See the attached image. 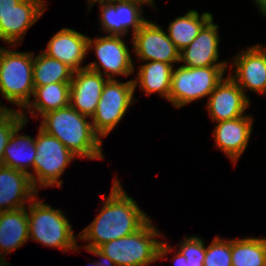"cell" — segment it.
Here are the masks:
<instances>
[{"label":"cell","mask_w":266,"mask_h":266,"mask_svg":"<svg viewBox=\"0 0 266 266\" xmlns=\"http://www.w3.org/2000/svg\"><path fill=\"white\" fill-rule=\"evenodd\" d=\"M227 66L188 68L180 66L173 69L169 101L175 107H182L192 101L209 96L223 80Z\"/></svg>","instance_id":"obj_6"},{"label":"cell","mask_w":266,"mask_h":266,"mask_svg":"<svg viewBox=\"0 0 266 266\" xmlns=\"http://www.w3.org/2000/svg\"><path fill=\"white\" fill-rule=\"evenodd\" d=\"M153 4V0H118L108 3H99L101 8V24L109 35L124 36L130 27L133 35L147 21L141 16L140 4ZM140 7V8H139Z\"/></svg>","instance_id":"obj_11"},{"label":"cell","mask_w":266,"mask_h":266,"mask_svg":"<svg viewBox=\"0 0 266 266\" xmlns=\"http://www.w3.org/2000/svg\"><path fill=\"white\" fill-rule=\"evenodd\" d=\"M36 157L33 162V170L37 177H30L33 187L37 190L38 183L42 187L57 185L62 181L60 176L67 165L76 158L57 138L46 133L39 127V133L35 139Z\"/></svg>","instance_id":"obj_7"},{"label":"cell","mask_w":266,"mask_h":266,"mask_svg":"<svg viewBox=\"0 0 266 266\" xmlns=\"http://www.w3.org/2000/svg\"><path fill=\"white\" fill-rule=\"evenodd\" d=\"M74 70L57 59L41 52L33 61V85L44 86L57 82H71Z\"/></svg>","instance_id":"obj_25"},{"label":"cell","mask_w":266,"mask_h":266,"mask_svg":"<svg viewBox=\"0 0 266 266\" xmlns=\"http://www.w3.org/2000/svg\"><path fill=\"white\" fill-rule=\"evenodd\" d=\"M160 235L149 219L136 232L106 242L97 249L116 266H148L172 250L169 245L157 241L155 237Z\"/></svg>","instance_id":"obj_3"},{"label":"cell","mask_w":266,"mask_h":266,"mask_svg":"<svg viewBox=\"0 0 266 266\" xmlns=\"http://www.w3.org/2000/svg\"><path fill=\"white\" fill-rule=\"evenodd\" d=\"M111 190L100 214L80 232V239L91 240L85 246L86 249L98 248L106 242L130 235L149 220L134 199L124 192L117 179L114 180Z\"/></svg>","instance_id":"obj_1"},{"label":"cell","mask_w":266,"mask_h":266,"mask_svg":"<svg viewBox=\"0 0 266 266\" xmlns=\"http://www.w3.org/2000/svg\"><path fill=\"white\" fill-rule=\"evenodd\" d=\"M172 71L173 65L171 64L147 61L146 64L140 66L138 79L133 80L135 89L139 82L141 89L145 90L146 94L159 92V95L169 100Z\"/></svg>","instance_id":"obj_22"},{"label":"cell","mask_w":266,"mask_h":266,"mask_svg":"<svg viewBox=\"0 0 266 266\" xmlns=\"http://www.w3.org/2000/svg\"><path fill=\"white\" fill-rule=\"evenodd\" d=\"M211 19L194 38V40L182 51L180 61H184L183 67L197 68L210 66H227L226 62L216 63L218 60V25Z\"/></svg>","instance_id":"obj_15"},{"label":"cell","mask_w":266,"mask_h":266,"mask_svg":"<svg viewBox=\"0 0 266 266\" xmlns=\"http://www.w3.org/2000/svg\"><path fill=\"white\" fill-rule=\"evenodd\" d=\"M134 51L143 61L180 62V51L161 27L146 21L132 36Z\"/></svg>","instance_id":"obj_10"},{"label":"cell","mask_w":266,"mask_h":266,"mask_svg":"<svg viewBox=\"0 0 266 266\" xmlns=\"http://www.w3.org/2000/svg\"><path fill=\"white\" fill-rule=\"evenodd\" d=\"M38 191L33 187L29 174L0 166V212L24 208L25 201L30 203L36 199Z\"/></svg>","instance_id":"obj_16"},{"label":"cell","mask_w":266,"mask_h":266,"mask_svg":"<svg viewBox=\"0 0 266 266\" xmlns=\"http://www.w3.org/2000/svg\"><path fill=\"white\" fill-rule=\"evenodd\" d=\"M93 46L100 67L104 69V75H108V79H113V75L128 76L133 73L134 65L130 52L121 36L107 35L95 40L88 38L87 50H93Z\"/></svg>","instance_id":"obj_13"},{"label":"cell","mask_w":266,"mask_h":266,"mask_svg":"<svg viewBox=\"0 0 266 266\" xmlns=\"http://www.w3.org/2000/svg\"><path fill=\"white\" fill-rule=\"evenodd\" d=\"M32 53L16 52L0 47V91L12 104L22 109L34 93Z\"/></svg>","instance_id":"obj_4"},{"label":"cell","mask_w":266,"mask_h":266,"mask_svg":"<svg viewBox=\"0 0 266 266\" xmlns=\"http://www.w3.org/2000/svg\"><path fill=\"white\" fill-rule=\"evenodd\" d=\"M22 0H0V18H3L10 10Z\"/></svg>","instance_id":"obj_30"},{"label":"cell","mask_w":266,"mask_h":266,"mask_svg":"<svg viewBox=\"0 0 266 266\" xmlns=\"http://www.w3.org/2000/svg\"><path fill=\"white\" fill-rule=\"evenodd\" d=\"M43 0H22L0 18V39L15 44L45 11Z\"/></svg>","instance_id":"obj_17"},{"label":"cell","mask_w":266,"mask_h":266,"mask_svg":"<svg viewBox=\"0 0 266 266\" xmlns=\"http://www.w3.org/2000/svg\"><path fill=\"white\" fill-rule=\"evenodd\" d=\"M107 80L96 62L86 65L85 69L74 71L69 105L80 114L92 118Z\"/></svg>","instance_id":"obj_9"},{"label":"cell","mask_w":266,"mask_h":266,"mask_svg":"<svg viewBox=\"0 0 266 266\" xmlns=\"http://www.w3.org/2000/svg\"><path fill=\"white\" fill-rule=\"evenodd\" d=\"M206 247L199 237H188L181 242L175 266H203Z\"/></svg>","instance_id":"obj_27"},{"label":"cell","mask_w":266,"mask_h":266,"mask_svg":"<svg viewBox=\"0 0 266 266\" xmlns=\"http://www.w3.org/2000/svg\"><path fill=\"white\" fill-rule=\"evenodd\" d=\"M87 251L101 257L103 260V262L99 261V262H94V266H116V264L106 255H104L103 253H101L97 248H91V249H86ZM90 266V265H89Z\"/></svg>","instance_id":"obj_31"},{"label":"cell","mask_w":266,"mask_h":266,"mask_svg":"<svg viewBox=\"0 0 266 266\" xmlns=\"http://www.w3.org/2000/svg\"><path fill=\"white\" fill-rule=\"evenodd\" d=\"M231 240L215 237L206 248L203 266H232Z\"/></svg>","instance_id":"obj_29"},{"label":"cell","mask_w":266,"mask_h":266,"mask_svg":"<svg viewBox=\"0 0 266 266\" xmlns=\"http://www.w3.org/2000/svg\"><path fill=\"white\" fill-rule=\"evenodd\" d=\"M256 5L258 6L259 10L263 12L264 16H266V0H255Z\"/></svg>","instance_id":"obj_32"},{"label":"cell","mask_w":266,"mask_h":266,"mask_svg":"<svg viewBox=\"0 0 266 266\" xmlns=\"http://www.w3.org/2000/svg\"><path fill=\"white\" fill-rule=\"evenodd\" d=\"M209 96L207 108L215 122L244 116L250 101L230 75L224 78Z\"/></svg>","instance_id":"obj_12"},{"label":"cell","mask_w":266,"mask_h":266,"mask_svg":"<svg viewBox=\"0 0 266 266\" xmlns=\"http://www.w3.org/2000/svg\"><path fill=\"white\" fill-rule=\"evenodd\" d=\"M88 1H89L88 5L91 7L97 1L99 3H108V2L118 1V0H88Z\"/></svg>","instance_id":"obj_33"},{"label":"cell","mask_w":266,"mask_h":266,"mask_svg":"<svg viewBox=\"0 0 266 266\" xmlns=\"http://www.w3.org/2000/svg\"><path fill=\"white\" fill-rule=\"evenodd\" d=\"M235 76L230 77L243 90L250 89L254 92L266 93V48L255 45L242 51L235 58Z\"/></svg>","instance_id":"obj_14"},{"label":"cell","mask_w":266,"mask_h":266,"mask_svg":"<svg viewBox=\"0 0 266 266\" xmlns=\"http://www.w3.org/2000/svg\"><path fill=\"white\" fill-rule=\"evenodd\" d=\"M28 210L29 238L45 246L64 249L63 252L78 248L71 224L60 209L33 199Z\"/></svg>","instance_id":"obj_5"},{"label":"cell","mask_w":266,"mask_h":266,"mask_svg":"<svg viewBox=\"0 0 266 266\" xmlns=\"http://www.w3.org/2000/svg\"><path fill=\"white\" fill-rule=\"evenodd\" d=\"M232 266H266V238L231 240Z\"/></svg>","instance_id":"obj_26"},{"label":"cell","mask_w":266,"mask_h":266,"mask_svg":"<svg viewBox=\"0 0 266 266\" xmlns=\"http://www.w3.org/2000/svg\"><path fill=\"white\" fill-rule=\"evenodd\" d=\"M135 86L133 80L120 83L116 79H108L103 87L96 111L92 116L94 131L104 137L124 117L131 105Z\"/></svg>","instance_id":"obj_8"},{"label":"cell","mask_w":266,"mask_h":266,"mask_svg":"<svg viewBox=\"0 0 266 266\" xmlns=\"http://www.w3.org/2000/svg\"><path fill=\"white\" fill-rule=\"evenodd\" d=\"M2 109H11V108H6V107H4V106H3V107L0 106V111H1Z\"/></svg>","instance_id":"obj_35"},{"label":"cell","mask_w":266,"mask_h":266,"mask_svg":"<svg viewBox=\"0 0 266 266\" xmlns=\"http://www.w3.org/2000/svg\"><path fill=\"white\" fill-rule=\"evenodd\" d=\"M27 117L13 109H2L0 111V166L3 164L4 150L13 132L20 127Z\"/></svg>","instance_id":"obj_28"},{"label":"cell","mask_w":266,"mask_h":266,"mask_svg":"<svg viewBox=\"0 0 266 266\" xmlns=\"http://www.w3.org/2000/svg\"><path fill=\"white\" fill-rule=\"evenodd\" d=\"M0 266H9L0 252Z\"/></svg>","instance_id":"obj_34"},{"label":"cell","mask_w":266,"mask_h":266,"mask_svg":"<svg viewBox=\"0 0 266 266\" xmlns=\"http://www.w3.org/2000/svg\"><path fill=\"white\" fill-rule=\"evenodd\" d=\"M251 131L250 115L220 121L214 129L216 146L227 154L233 163H236L248 145Z\"/></svg>","instance_id":"obj_19"},{"label":"cell","mask_w":266,"mask_h":266,"mask_svg":"<svg viewBox=\"0 0 266 266\" xmlns=\"http://www.w3.org/2000/svg\"><path fill=\"white\" fill-rule=\"evenodd\" d=\"M88 37L70 28H63L48 42L42 51L48 57L57 59L74 71L85 69L81 63L86 57Z\"/></svg>","instance_id":"obj_18"},{"label":"cell","mask_w":266,"mask_h":266,"mask_svg":"<svg viewBox=\"0 0 266 266\" xmlns=\"http://www.w3.org/2000/svg\"><path fill=\"white\" fill-rule=\"evenodd\" d=\"M213 19L212 14L205 12L201 16L195 10H190L184 16L177 17L168 28L169 39L179 51L186 48L199 34L202 28Z\"/></svg>","instance_id":"obj_23"},{"label":"cell","mask_w":266,"mask_h":266,"mask_svg":"<svg viewBox=\"0 0 266 266\" xmlns=\"http://www.w3.org/2000/svg\"><path fill=\"white\" fill-rule=\"evenodd\" d=\"M28 216L24 208L0 212V251L8 254L29 240Z\"/></svg>","instance_id":"obj_20"},{"label":"cell","mask_w":266,"mask_h":266,"mask_svg":"<svg viewBox=\"0 0 266 266\" xmlns=\"http://www.w3.org/2000/svg\"><path fill=\"white\" fill-rule=\"evenodd\" d=\"M86 117L68 105L43 114L40 128L80 158L103 159L102 140Z\"/></svg>","instance_id":"obj_2"},{"label":"cell","mask_w":266,"mask_h":266,"mask_svg":"<svg viewBox=\"0 0 266 266\" xmlns=\"http://www.w3.org/2000/svg\"><path fill=\"white\" fill-rule=\"evenodd\" d=\"M26 123L27 120L10 137L4 150L2 166L17 169L33 177V174L26 168L33 167V162L36 157L35 140L28 135H18V132Z\"/></svg>","instance_id":"obj_21"},{"label":"cell","mask_w":266,"mask_h":266,"mask_svg":"<svg viewBox=\"0 0 266 266\" xmlns=\"http://www.w3.org/2000/svg\"><path fill=\"white\" fill-rule=\"evenodd\" d=\"M70 83L57 82L44 86L34 87L33 97L35 100L28 103L25 108L38 111L41 115L64 108L70 104Z\"/></svg>","instance_id":"obj_24"}]
</instances>
